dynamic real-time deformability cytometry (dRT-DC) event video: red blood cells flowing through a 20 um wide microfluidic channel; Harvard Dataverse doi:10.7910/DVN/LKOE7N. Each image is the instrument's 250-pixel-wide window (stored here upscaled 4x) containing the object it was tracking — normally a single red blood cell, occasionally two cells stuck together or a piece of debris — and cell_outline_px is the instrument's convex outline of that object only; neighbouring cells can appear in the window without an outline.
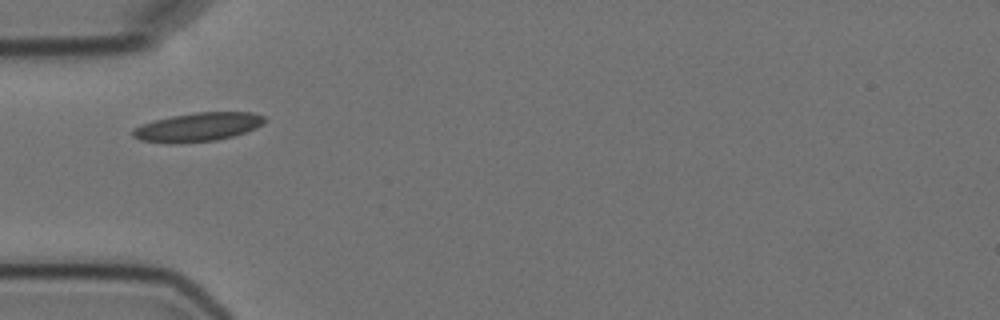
{"species": "Egyptian fruit bat (a non-hibernating species)", "species_latin": "Rousettus aegyptiacus", "temperature_condition": "cold", "stored_images_in_passage": 2, "camera_frame_rate_fps": 3000, "um_per_image_px": 0.085, "animal": {"sex": "female"}, "frame": {"image": 1, "passage_image": 1, "time_ms": 0.0, "image_size_px": [1000, 320], "cell_outline_px": [[268, 120], [256, 128], [232, 136], [216, 140], [172, 144], [168, 144], [140, 140], [132, 136], [132, 128], [140, 124], [172, 116], [196, 112], [252, 112], [264, 116]], "centroid_in_image_um": [16.79, 10.8], "position_along_channel_um": 68.2, "area_um2": 22.2}}
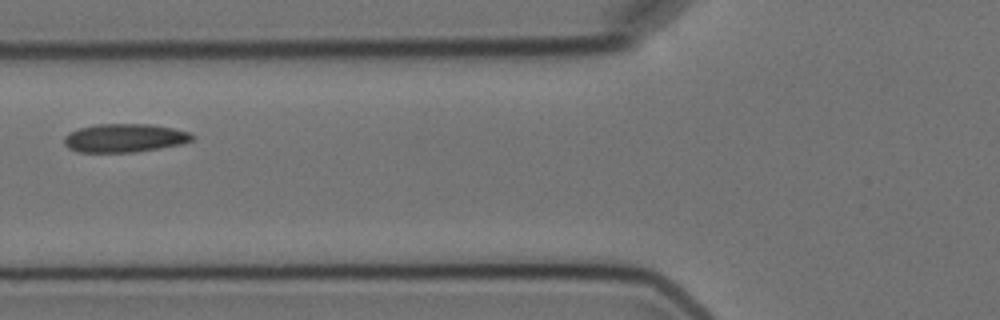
{"frame": {"image": 2, "passage_image": 2, "time_ms": 1.333, "image_size_px": [1000, 320], "cell_outline_px": [[196, 136], [192, 140], [180, 144], [160, 148], [136, 152], [76, 152], [68, 148], [64, 144], [64, 136], [68, 132], [80, 128], [96, 124], [148, 124], [172, 128], [188, 132]], "centroid_in_image_um": [10.55, 11.73], "position_along_channel_um": 115.2, "area_um2": 21.27}}